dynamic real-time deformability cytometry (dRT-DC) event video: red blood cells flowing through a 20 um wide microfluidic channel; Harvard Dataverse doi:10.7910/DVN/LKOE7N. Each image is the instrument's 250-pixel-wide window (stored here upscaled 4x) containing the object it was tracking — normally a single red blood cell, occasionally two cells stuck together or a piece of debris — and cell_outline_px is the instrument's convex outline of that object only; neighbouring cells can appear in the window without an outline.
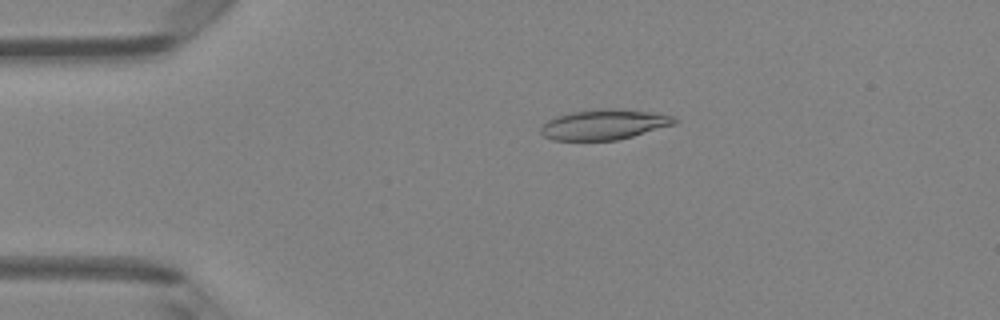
{"species": "Egyptian fruit bat (a non-hibernating species)", "species_latin": "Rousettus aegyptiacus", "temperature_condition": "room temperature", "stored_images_in_passage": 42, "camera_frame_rate_fps": 3000, "um_per_image_px": 0.085, "animal": {"sex": "female"}, "frame": {"image": 1, "passage_image": 3, "time_ms": 0.667, "image_size_px": [1000, 320], "cell_outline_px": [[680, 120], [676, 124], [632, 136], [616, 140], [552, 140], [544, 136], [540, 132], [540, 128], [548, 120], [556, 116], [572, 112], [604, 108], [644, 112], [672, 116]], "centroid_in_image_um": [51.32, 10.6], "position_along_channel_um": 33.7, "area_um2": 23.12}}
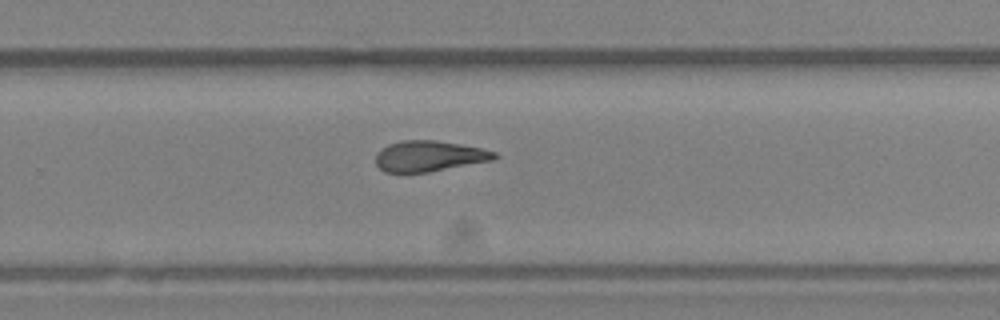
{"frame": {"image": 2, "passage_image": 25, "time_ms": 8.0, "image_size_px": [1000, 320], "cell_outline_px": [[500, 156], [496, 160], [428, 172], [384, 172], [376, 164], [376, 152], [380, 148], [388, 144], [404, 140], [436, 140], [460, 144], [480, 148], [496, 152]], "centroid_in_image_um": [36.5, 13.27], "position_along_channel_um": 293.3, "area_um2": 21.44}}
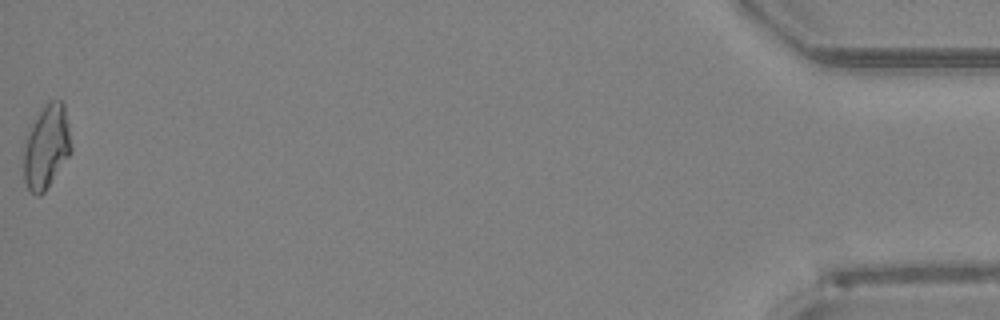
{"frame": {"image": 3, "passage_image": 42, "time_ms": 13.667, "image_size_px": [1000, 320], "cell_outline_px": [[72, 152], [44, 192], [40, 196], [36, 196], [28, 188], [24, 180], [24, 152], [28, 136], [40, 112], [52, 100], [60, 100], [64, 104], [68, 124], [72, 148]], "centroid_in_image_um": [3.98, 12.54], "position_along_channel_um": 431.2, "area_um2": 22.43}, "authors_computed_cell_mechanics": {"area_um2": 21.9929, "velocity_mm_per_s": 4.1484, "shape_relaxation_time_tau1_ms": null, "shape_relaxation_time_tau2_ms": 4.6402, "deformation_change_tau1": null, "deformation_change_tau2": 0.1468}}